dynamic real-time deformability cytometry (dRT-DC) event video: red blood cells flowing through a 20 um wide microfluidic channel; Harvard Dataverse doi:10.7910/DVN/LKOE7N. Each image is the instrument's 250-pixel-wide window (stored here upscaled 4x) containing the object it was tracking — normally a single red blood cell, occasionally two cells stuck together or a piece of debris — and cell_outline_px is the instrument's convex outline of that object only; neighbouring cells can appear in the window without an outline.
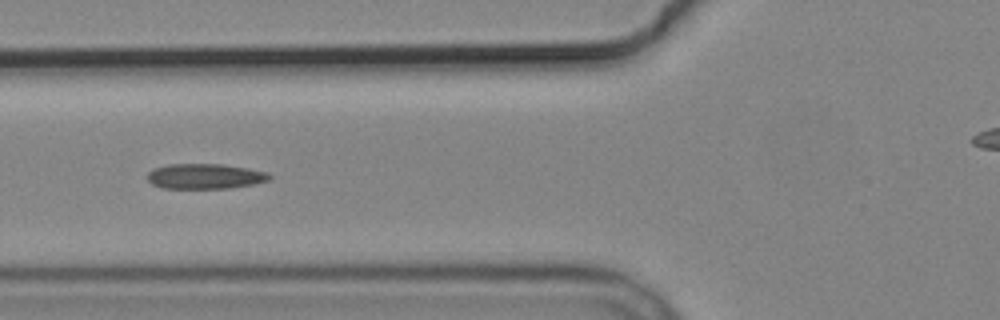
{"species": "common noctule bat (a hibernating species)", "species_latin": "Nyctalus noctula", "temperature_condition": "cold", "stored_images_in_passage": 13, "camera_frame_rate_fps": 3000, "um_per_image_px": 0.085, "animal": {"sex": "male", "body_mass_g": 19.2, "forearm_length_mm": 51.8}, "frame": {"image": 1, "passage_image": 3, "time_ms": 3.333, "image_size_px": [1000, 320], "cell_outline_px": [[272, 176], [268, 180], [252, 184], [228, 188], [160, 188], [152, 184], [148, 180], [148, 172], [152, 168], [168, 164], [224, 164], [248, 168], [264, 172]], "centroid_in_image_um": [17.37, 14.98], "position_along_channel_um": 108.4, "area_um2": 17.86}}
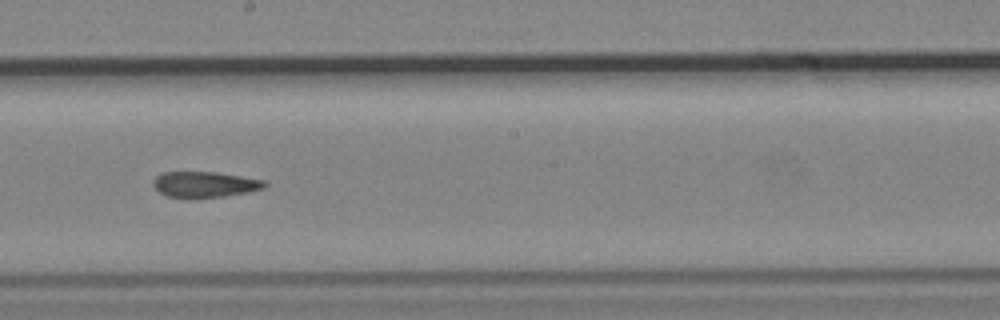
{"frame": {"image": 2, "passage_image": 6, "time_ms": 6.667, "image_size_px": [1000, 320], "cell_outline_px": [[268, 184], [264, 188], [248, 192], [220, 196], [168, 196], [160, 192], [152, 184], [152, 180], [160, 172], [216, 172], [264, 180]], "centroid_in_image_um": [17.4, 15.64], "position_along_channel_um": 230.8, "area_um2": 16.24}}
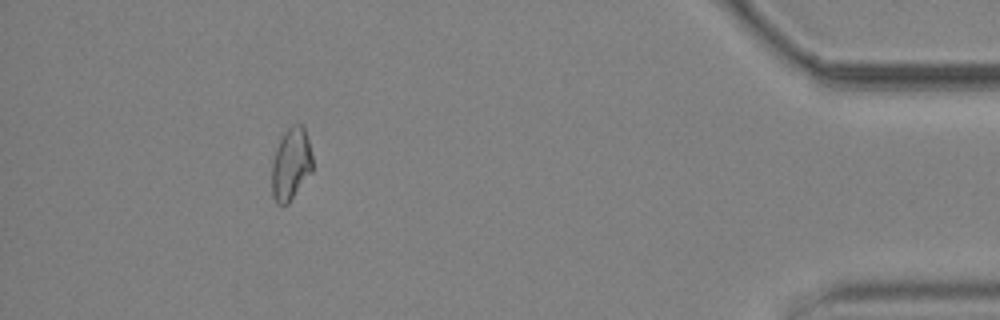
{"frame": {"image": 3, "passage_image": 13, "time_ms": 16.0, "image_size_px": [1000, 320], "cell_outline_px": [[312, 172], [288, 204], [276, 204], [272, 196], [272, 160], [280, 136], [292, 124], [304, 124], [312, 156]], "centroid_in_image_um": [24.72, 13.93], "position_along_channel_um": 410.5, "area_um2": 17.4}}